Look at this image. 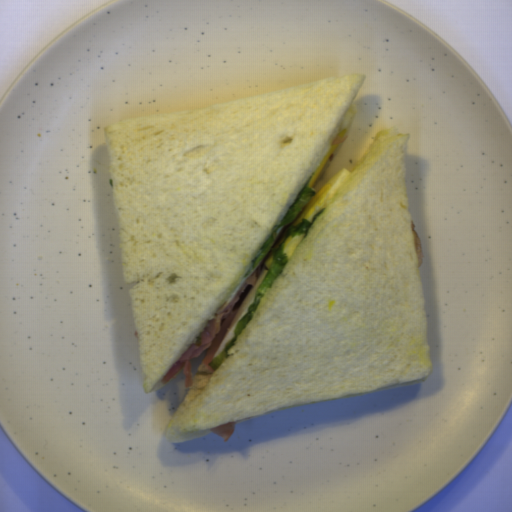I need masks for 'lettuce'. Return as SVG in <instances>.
Returning <instances> with one entry per match:
<instances>
[{
  "label": "lettuce",
  "mask_w": 512,
  "mask_h": 512,
  "mask_svg": "<svg viewBox=\"0 0 512 512\" xmlns=\"http://www.w3.org/2000/svg\"><path fill=\"white\" fill-rule=\"evenodd\" d=\"M284 245L280 244L275 247L273 251V261L263 279L261 284L258 286L255 292V297L253 302L251 303L248 311L243 315V317L238 321L235 329H234V335L229 340L227 345L224 347L222 352L217 355L210 363L209 367L212 371H215L221 366V364L227 359L233 345L237 341L238 337L248 324L249 320L259 307L260 303L272 287V285L275 283L281 272L283 271L284 267L289 261V257L286 255L284 251Z\"/></svg>",
  "instance_id": "lettuce-1"
},
{
  "label": "lettuce",
  "mask_w": 512,
  "mask_h": 512,
  "mask_svg": "<svg viewBox=\"0 0 512 512\" xmlns=\"http://www.w3.org/2000/svg\"><path fill=\"white\" fill-rule=\"evenodd\" d=\"M316 171V170H315ZM315 171L310 176V178L307 180V182L304 184V186L301 188L299 194L297 195L295 201L293 202L292 206L290 207L288 213L285 215V217L280 221V223L276 226H274L270 236L266 240L265 244L261 248V250L256 254V256L252 259L251 265L249 269L244 274L245 277L250 275L257 267H259L260 264H262L266 254L269 252L279 230L290 224L291 222L295 221L300 214V212L305 208V206L312 200V198L317 194L315 190L309 188V182L313 178Z\"/></svg>",
  "instance_id": "lettuce-2"
},
{
  "label": "lettuce",
  "mask_w": 512,
  "mask_h": 512,
  "mask_svg": "<svg viewBox=\"0 0 512 512\" xmlns=\"http://www.w3.org/2000/svg\"><path fill=\"white\" fill-rule=\"evenodd\" d=\"M327 207H323L322 209H320L319 211H317L312 220H308V219H302L298 224L296 225H291L290 227L287 228L285 234H284V237H285V240L290 237V236H306L308 231L310 230V228L312 227L313 223L315 222V220L317 219L318 215L320 213H322L324 210H326Z\"/></svg>",
  "instance_id": "lettuce-3"
}]
</instances>
